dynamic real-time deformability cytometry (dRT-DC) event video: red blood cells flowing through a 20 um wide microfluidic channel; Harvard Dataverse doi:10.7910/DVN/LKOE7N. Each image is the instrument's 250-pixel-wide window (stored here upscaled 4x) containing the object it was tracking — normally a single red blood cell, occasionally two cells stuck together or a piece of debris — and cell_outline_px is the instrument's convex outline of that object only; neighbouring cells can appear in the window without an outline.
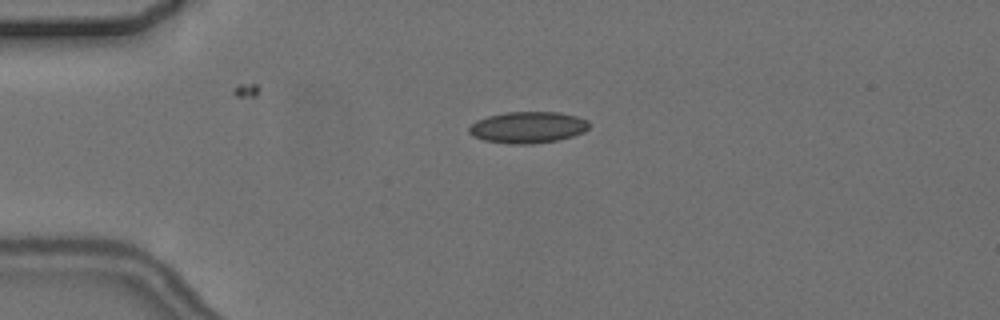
{"species": "common noctule bat (a hibernating species)", "species_latin": "Nyctalus noctula", "temperature_condition": "cold", "stored_images_in_passage": 3, "camera_frame_rate_fps": 3000, "um_per_image_px": 0.085, "animal": {"sex": "female", "body_mass_g": 24.6, "forearm_length_mm": 56.2}, "frame": {"image": 1, "passage_image": 2, "time_ms": 1.333, "image_size_px": [1000, 320], "cell_outline_px": [[588, 128], [584, 132], [572, 136], [556, 140], [532, 144], [508, 144], [484, 140], [472, 136], [468, 132], [468, 128], [476, 120], [488, 116], [508, 112], [560, 112], [576, 116], [588, 120]], "centroid_in_image_um": [44.84, 10.82], "position_along_channel_um": 40.2, "area_um2": 22.02}}